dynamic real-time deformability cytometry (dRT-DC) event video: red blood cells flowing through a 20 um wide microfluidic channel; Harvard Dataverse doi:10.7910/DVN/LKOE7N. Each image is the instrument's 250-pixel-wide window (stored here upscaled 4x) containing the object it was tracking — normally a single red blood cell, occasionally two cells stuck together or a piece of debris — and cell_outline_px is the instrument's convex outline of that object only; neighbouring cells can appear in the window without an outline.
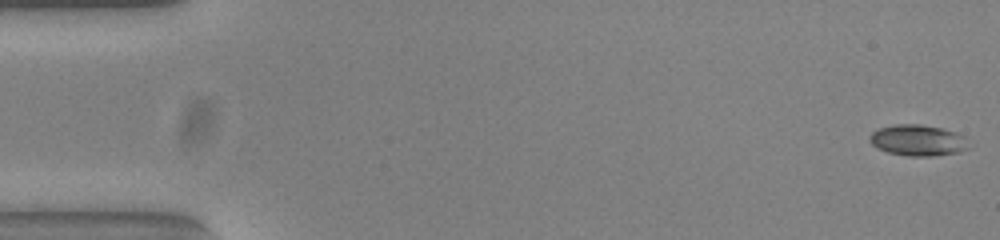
{"species": "common noctule bat (a hibernating species)", "species_latin": "Nyctalus noctula", "temperature_condition": "warm", "stored_images_in_passage": 53, "camera_frame_rate_fps": 3000, "um_per_image_px": 0.085, "animal": {"sex": "female", "body_mass_g": 23.0, "forearm_length_mm": 53.4}, "frame": {"image": 1, "passage_image": 1, "time_ms": 0.0, "image_size_px": [1000, 240], "cell_outline_px": [[972, 148], [960, 152], [936, 156], [908, 156], [888, 152], [876, 148], [868, 140], [868, 136], [872, 132], [880, 128], [896, 124], [920, 124], [940, 128], [956, 132], [964, 136]], "centroid_in_image_um": [78.04, 11.94], "position_along_channel_um": 7.0, "area_um2": 18.21}}
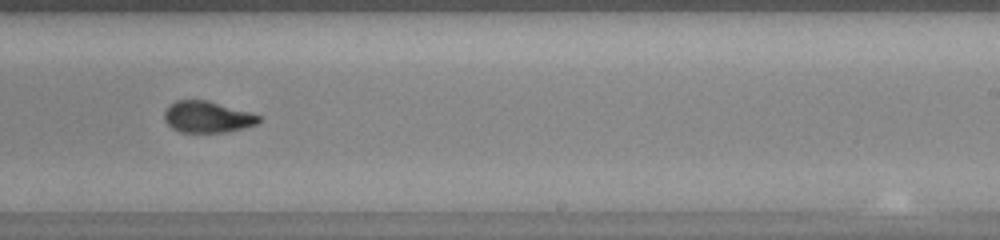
{"frame": {"image": 2, "passage_image": 33, "time_ms": 10.667, "image_size_px": [1000, 240], "cell_outline_px": [[260, 120], [256, 124], [224, 132], [180, 132], [172, 128], [164, 120], [164, 112], [168, 104], [176, 100], [208, 100], [248, 112], [260, 116]], "centroid_in_image_um": [17.55, 9.93], "position_along_channel_um": 271.4, "area_um2": 17.11}}
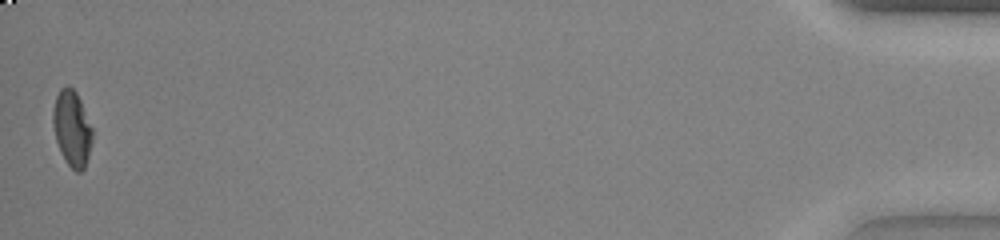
{"frame": {"image": 3, "passage_image": 53, "time_ms": 17.333, "image_size_px": [1000, 240], "cell_outline_px": [[92, 140], [88, 156], [84, 168], [80, 172], [76, 172], [68, 164], [56, 140], [52, 124], [52, 108], [56, 96], [60, 88], [68, 84], [76, 92], [80, 100], [92, 128]], "centroid_in_image_um": [6.1, 10.87], "position_along_channel_um": 429.1, "area_um2": 17.22}, "authors_computed_cell_mechanics": {"area_um2": 17.918, "velocity_mm_per_s": 3.854, "shape_relaxation_time_tau1_ms": 9.7379, "shape_relaxation_time_tau2_ms": 1.0219, "deformation_change_tau1": 0.2541, "deformation_change_tau2": 0.0522}}